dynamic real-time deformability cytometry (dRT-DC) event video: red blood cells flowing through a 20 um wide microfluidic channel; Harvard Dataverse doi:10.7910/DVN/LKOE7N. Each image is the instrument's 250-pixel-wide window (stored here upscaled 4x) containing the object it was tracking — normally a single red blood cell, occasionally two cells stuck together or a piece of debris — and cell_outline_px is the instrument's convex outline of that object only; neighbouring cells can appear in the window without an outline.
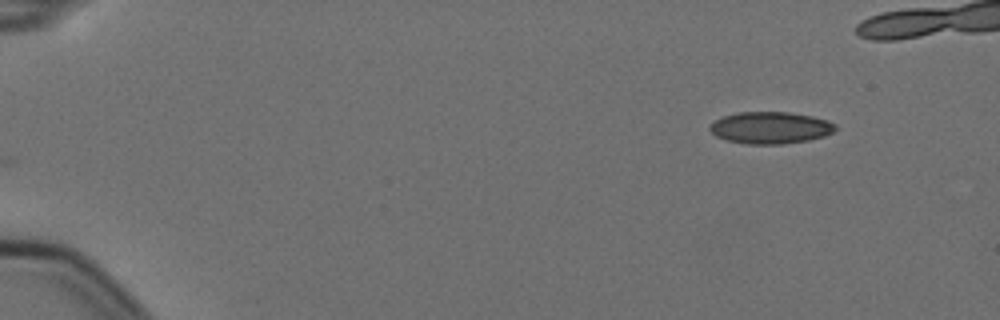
{"species": "Egyptian fruit bat (a non-hibernating species)", "species_latin": "Rousettus aegyptiacus", "temperature_condition": "cold", "stored_images_in_passage": 8, "camera_frame_rate_fps": 3000, "um_per_image_px": 0.085, "animal": {"sex": "female"}, "frame": {"image": 1, "passage_image": 1, "time_ms": 0.0, "image_size_px": [1000, 320], "cell_outline_px": [[836, 128], [832, 132], [824, 136], [808, 140], [780, 144], [744, 144], [724, 140], [716, 136], [708, 128], [716, 120], [724, 116], [740, 112], [788, 112], [812, 116], [836, 124]], "centroid_in_image_um": [65.46, 10.86], "position_along_channel_um": 19.5, "area_um2": 23.18}}